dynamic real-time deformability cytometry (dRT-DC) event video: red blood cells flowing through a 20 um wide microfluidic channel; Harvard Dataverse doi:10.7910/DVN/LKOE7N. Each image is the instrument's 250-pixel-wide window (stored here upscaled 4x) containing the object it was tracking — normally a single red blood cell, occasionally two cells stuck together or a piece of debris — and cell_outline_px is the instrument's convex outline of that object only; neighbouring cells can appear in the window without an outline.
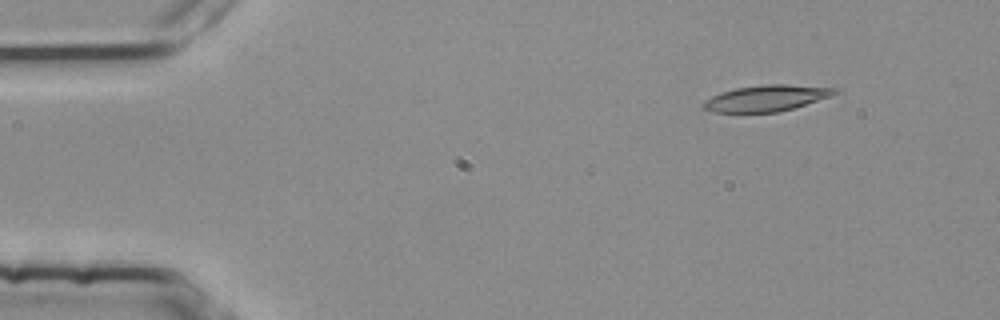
{"species": "common noctule bat (a hibernating species)", "species_latin": "Nyctalus noctula", "temperature_condition": "room temperature", "stored_images_in_passage": 4, "camera_frame_rate_fps": 3000, "um_per_image_px": 0.085, "animal": {"sex": "female", "body_mass_g": 25.1}, "frame": {"image": 1, "passage_image": 2, "time_ms": 0.333, "image_size_px": [1000, 320], "cell_outline_px": [[840, 92], [792, 108], [776, 112], [712, 112], [700, 108], [700, 104], [704, 100], [720, 92], [736, 88], [760, 84], [788, 84], [840, 88]], "centroid_in_image_um": [65.07, 8.33], "position_along_channel_um": 19.9, "area_um2": 20.06}}
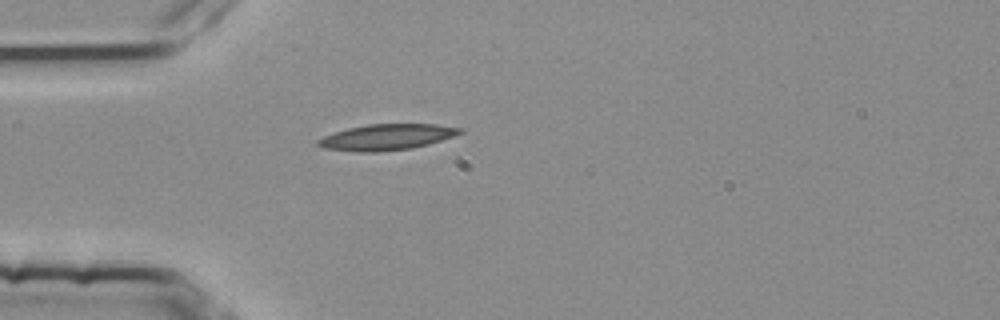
{"frame": {"image": 2, "passage_image": 4, "time_ms": 1.0, "image_size_px": [1000, 320], "cell_outline_px": [[464, 132], [456, 136], [428, 144], [412, 148], [376, 152], [356, 152], [324, 148], [316, 144], [316, 140], [324, 136], [348, 128], [368, 124], [436, 124], [464, 128]], "centroid_in_image_um": [32.91, 11.65], "position_along_channel_um": 52.1, "area_um2": 21.56}}